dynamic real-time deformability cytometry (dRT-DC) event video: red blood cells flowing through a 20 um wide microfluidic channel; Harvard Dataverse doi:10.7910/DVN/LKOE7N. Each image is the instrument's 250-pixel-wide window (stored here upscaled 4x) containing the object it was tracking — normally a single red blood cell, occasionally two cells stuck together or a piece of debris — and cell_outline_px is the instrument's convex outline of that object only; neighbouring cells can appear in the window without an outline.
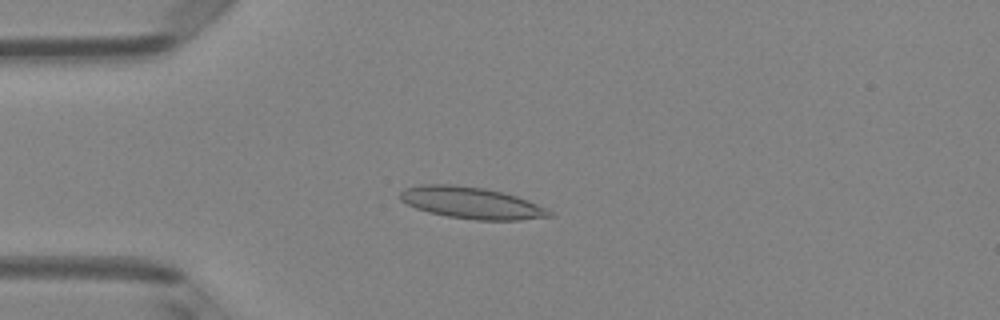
{"species": "Egyptian fruit bat (a non-hibernating species)", "species_latin": "Rousettus aegyptiacus", "temperature_condition": "room temperature", "stored_images_in_passage": 49, "camera_frame_rate_fps": 3000, "um_per_image_px": 0.085, "animal": {"sex": "female"}, "frame": {"image": 1, "passage_image": 13, "time_ms": 4.0, "image_size_px": [1000, 320], "cell_outline_px": [[556, 216], [520, 220], [476, 220], [448, 216], [428, 212], [416, 208], [400, 200], [400, 192], [404, 188], [420, 184], [452, 184], [484, 188], [516, 196], [528, 200], [548, 208]], "centroid_in_image_um": [40.09, 17.24], "position_along_channel_um": 44.9, "area_um2": 27.63}}
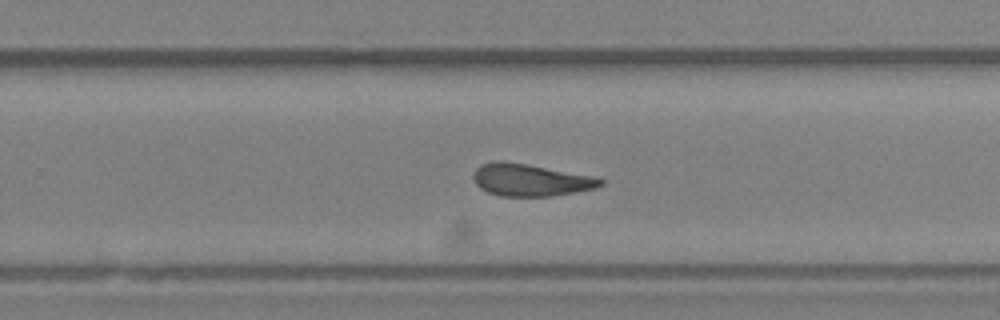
{"frame": {"image": 2, "passage_image": 32, "time_ms": 10.333, "image_size_px": [1000, 320], "cell_outline_px": [[604, 184], [596, 188], [552, 196], [500, 196], [488, 192], [480, 188], [472, 180], [472, 172], [480, 164], [492, 160], [504, 160], [600, 176], [604, 180]], "centroid_in_image_um": [45.1, 15.27], "position_along_channel_um": 284.7, "area_um2": 24.57}}
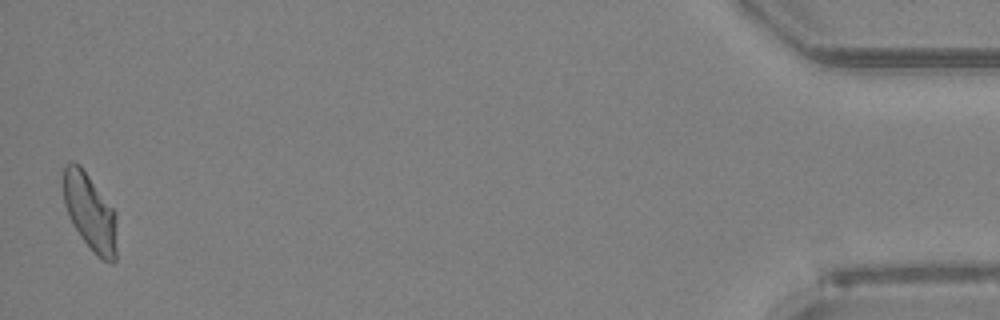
{"frame": {"image": 3, "passage_image": 49, "time_ms": 16.0, "image_size_px": [1000, 320], "cell_outline_px": [[116, 260], [112, 264], [96, 256], [92, 252], [80, 236], [72, 224], [68, 216], [64, 204], [64, 164], [68, 160], [72, 160], [80, 164], [116, 212]], "centroid_in_image_um": [7.65, 18.03], "position_along_channel_um": 427.6, "area_um2": 24.28}, "authors_computed_cell_mechanics": {"area_um2": 24.565, "velocity_mm_per_s": 4.1136, "shape_relaxation_time_tau1_ms": null, "shape_relaxation_time_tau2_ms": 3.4982, "deformation_change_tau1": null, "deformation_change_tau2": 0.1197}}